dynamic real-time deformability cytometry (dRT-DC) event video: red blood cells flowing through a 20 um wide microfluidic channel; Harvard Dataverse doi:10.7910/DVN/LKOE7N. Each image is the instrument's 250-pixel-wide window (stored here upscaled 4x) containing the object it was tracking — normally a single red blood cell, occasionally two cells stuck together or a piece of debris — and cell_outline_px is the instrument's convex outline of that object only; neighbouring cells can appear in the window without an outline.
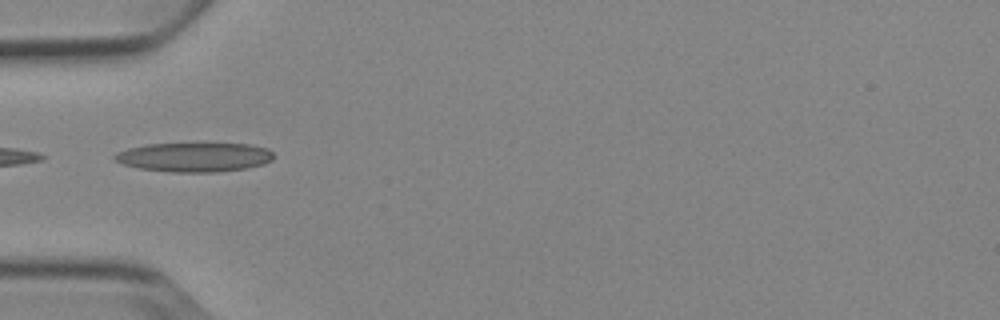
{"species": "Egyptian fruit bat (a non-hibernating species)", "species_latin": "Rousettus aegyptiacus", "temperature_condition": "cold", "stored_images_in_passage": 5, "camera_frame_rate_fps": 3000, "um_per_image_px": 0.085, "animal": {"sex": "female"}, "frame": {"image": 1, "passage_image": 5, "time_ms": 4.667, "image_size_px": [1000, 320], "cell_outline_px": [[272, 160], [264, 164], [244, 168], [216, 172], [172, 172], [140, 168], [124, 164], [116, 160], [112, 156], [116, 152], [128, 148], [144, 144], [252, 144], [268, 148], [272, 152]], "centroid_in_image_um": [16.51, 13.35], "position_along_channel_um": 68.5, "area_um2": 26.93}}